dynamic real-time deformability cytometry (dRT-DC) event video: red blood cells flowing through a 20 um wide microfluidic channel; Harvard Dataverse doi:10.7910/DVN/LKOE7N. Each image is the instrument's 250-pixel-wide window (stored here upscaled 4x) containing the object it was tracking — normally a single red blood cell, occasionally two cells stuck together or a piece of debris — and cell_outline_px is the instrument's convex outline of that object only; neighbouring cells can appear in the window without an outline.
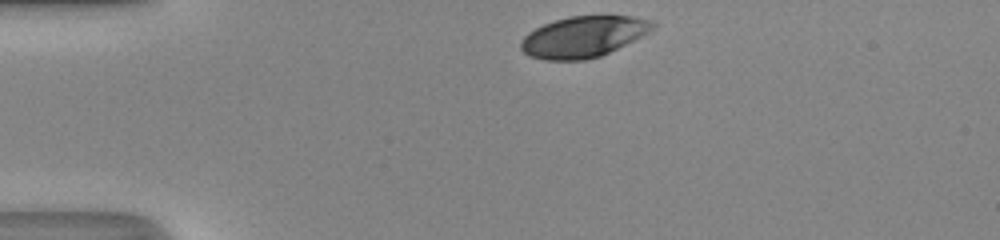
{"species": "human", "species_latin": "Homo sapiens", "temperature_condition": "room temperature", "stored_images_in_passage": 30, "camera_frame_rate_fps": 3000, "um_per_image_px": 0.085, "donor": {"sex": "male"}, "frame": {"image": 1, "passage_image": 1, "time_ms": 0.0, "image_size_px": [1000, 240], "cell_outline_px": [[656, 28], [600, 56], [584, 60], [544, 60], [528, 56], [520, 48], [520, 40], [528, 32], [544, 24], [568, 16], [632, 16], [652, 20], [656, 24]], "centroid_in_image_um": [49.55, 3.12], "position_along_channel_um": 35.5, "area_um2": 31.33}}
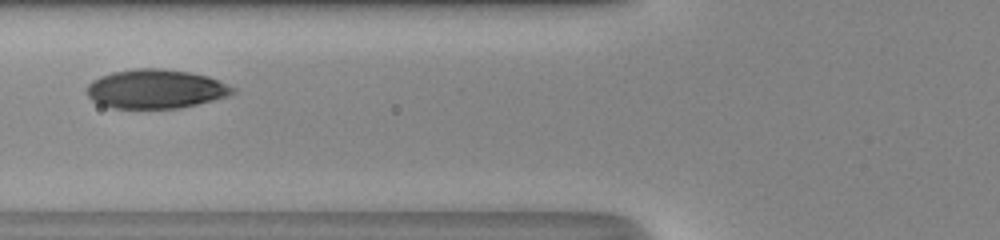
{"frame": {"image": 2, "passage_image": 10, "time_ms": 3.0, "image_size_px": [1000, 240], "cell_outline_px": [[236, 92], [228, 96], [180, 108], [112, 108], [100, 104], [92, 100], [88, 96], [88, 84], [92, 80], [100, 76], [112, 72], [136, 68], [160, 68], [188, 72], [208, 76], [236, 88]], "centroid_in_image_um": [13.23, 7.56], "position_along_channel_um": 112.6, "area_um2": 33.12}}
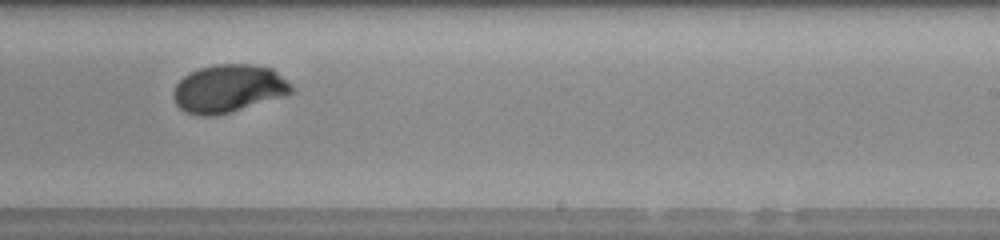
{"frame": {"image": 3, "passage_image": 21, "time_ms": 6.667, "image_size_px": [1000, 240], "cell_outline_px": [[296, 88], [292, 92], [284, 96], [216, 116], [204, 116], [184, 112], [176, 104], [172, 96], [172, 92], [176, 84], [184, 76], [200, 68], [212, 64], [252, 64], [272, 68], [292, 84]], "centroid_in_image_um": [19.43, 7.52], "position_along_channel_um": 269.6, "area_um2": 33.06}, "authors_computed_cell_mechanics": {"area_um2": 33.1194, "velocity_mm_per_s": 4.2975, "shape_relaxation_time_tau1_ms": 2.8529, "shape_relaxation_time_tau2_ms": null, "deformation_change_tau1": 0.1664, "deformation_change_tau2": null}}